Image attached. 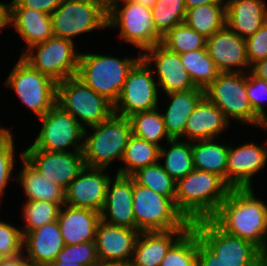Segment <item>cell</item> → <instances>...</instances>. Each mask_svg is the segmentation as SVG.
<instances>
[{
	"mask_svg": "<svg viewBox=\"0 0 267 266\" xmlns=\"http://www.w3.org/2000/svg\"><path fill=\"white\" fill-rule=\"evenodd\" d=\"M0 1V32L7 28V4Z\"/></svg>",
	"mask_w": 267,
	"mask_h": 266,
	"instance_id": "816d5d0a",
	"label": "cell"
},
{
	"mask_svg": "<svg viewBox=\"0 0 267 266\" xmlns=\"http://www.w3.org/2000/svg\"><path fill=\"white\" fill-rule=\"evenodd\" d=\"M131 135L129 118L114 113L99 124L86 128L82 150L85 167L109 170L112 163H121Z\"/></svg>",
	"mask_w": 267,
	"mask_h": 266,
	"instance_id": "3957f363",
	"label": "cell"
},
{
	"mask_svg": "<svg viewBox=\"0 0 267 266\" xmlns=\"http://www.w3.org/2000/svg\"><path fill=\"white\" fill-rule=\"evenodd\" d=\"M204 91L205 97L224 113L230 123L256 126L261 130L267 127L253 112L249 102L246 73H220Z\"/></svg>",
	"mask_w": 267,
	"mask_h": 266,
	"instance_id": "8992f818",
	"label": "cell"
},
{
	"mask_svg": "<svg viewBox=\"0 0 267 266\" xmlns=\"http://www.w3.org/2000/svg\"><path fill=\"white\" fill-rule=\"evenodd\" d=\"M23 208H21L23 224L21 226V233L24 236L26 233L42 227L45 224L56 221L59 217L61 205L49 201H22Z\"/></svg>",
	"mask_w": 267,
	"mask_h": 266,
	"instance_id": "8d00e7d4",
	"label": "cell"
},
{
	"mask_svg": "<svg viewBox=\"0 0 267 266\" xmlns=\"http://www.w3.org/2000/svg\"><path fill=\"white\" fill-rule=\"evenodd\" d=\"M267 134V127L263 129ZM264 145L247 142L228 149L226 183L231 188H253V179L267 165V139ZM266 144V145H265Z\"/></svg>",
	"mask_w": 267,
	"mask_h": 266,
	"instance_id": "e0dca14e",
	"label": "cell"
},
{
	"mask_svg": "<svg viewBox=\"0 0 267 266\" xmlns=\"http://www.w3.org/2000/svg\"><path fill=\"white\" fill-rule=\"evenodd\" d=\"M247 57L250 66L267 58V21L252 36L245 39Z\"/></svg>",
	"mask_w": 267,
	"mask_h": 266,
	"instance_id": "f6af8a7d",
	"label": "cell"
},
{
	"mask_svg": "<svg viewBox=\"0 0 267 266\" xmlns=\"http://www.w3.org/2000/svg\"><path fill=\"white\" fill-rule=\"evenodd\" d=\"M21 163L16 175V181L21 184L25 201H49L65 204V190L42 176L24 157L23 151L19 154Z\"/></svg>",
	"mask_w": 267,
	"mask_h": 266,
	"instance_id": "f1b7e54d",
	"label": "cell"
},
{
	"mask_svg": "<svg viewBox=\"0 0 267 266\" xmlns=\"http://www.w3.org/2000/svg\"><path fill=\"white\" fill-rule=\"evenodd\" d=\"M186 11L185 0H157L151 8L156 33L162 38L184 23Z\"/></svg>",
	"mask_w": 267,
	"mask_h": 266,
	"instance_id": "d590c367",
	"label": "cell"
},
{
	"mask_svg": "<svg viewBox=\"0 0 267 266\" xmlns=\"http://www.w3.org/2000/svg\"><path fill=\"white\" fill-rule=\"evenodd\" d=\"M230 125L224 113L204 97L186 122L183 140L194 142L220 138Z\"/></svg>",
	"mask_w": 267,
	"mask_h": 266,
	"instance_id": "603a6c76",
	"label": "cell"
},
{
	"mask_svg": "<svg viewBox=\"0 0 267 266\" xmlns=\"http://www.w3.org/2000/svg\"><path fill=\"white\" fill-rule=\"evenodd\" d=\"M133 211L139 232L189 229L192 225L167 196L157 194L133 180Z\"/></svg>",
	"mask_w": 267,
	"mask_h": 266,
	"instance_id": "ba28073f",
	"label": "cell"
},
{
	"mask_svg": "<svg viewBox=\"0 0 267 266\" xmlns=\"http://www.w3.org/2000/svg\"><path fill=\"white\" fill-rule=\"evenodd\" d=\"M64 246L57 220L23 236V253L33 266H45L55 261Z\"/></svg>",
	"mask_w": 267,
	"mask_h": 266,
	"instance_id": "cb8c5ba5",
	"label": "cell"
},
{
	"mask_svg": "<svg viewBox=\"0 0 267 266\" xmlns=\"http://www.w3.org/2000/svg\"><path fill=\"white\" fill-rule=\"evenodd\" d=\"M3 130H11V129H10V128H6L5 126H4V127H3V126H2V127L0 126V133H1Z\"/></svg>",
	"mask_w": 267,
	"mask_h": 266,
	"instance_id": "6f0895ef",
	"label": "cell"
},
{
	"mask_svg": "<svg viewBox=\"0 0 267 266\" xmlns=\"http://www.w3.org/2000/svg\"><path fill=\"white\" fill-rule=\"evenodd\" d=\"M0 220V256L14 257L23 253V235L17 225Z\"/></svg>",
	"mask_w": 267,
	"mask_h": 266,
	"instance_id": "ee69618b",
	"label": "cell"
},
{
	"mask_svg": "<svg viewBox=\"0 0 267 266\" xmlns=\"http://www.w3.org/2000/svg\"><path fill=\"white\" fill-rule=\"evenodd\" d=\"M180 59L197 88L205 90L221 73L211 59L207 48L182 53Z\"/></svg>",
	"mask_w": 267,
	"mask_h": 266,
	"instance_id": "836d02e7",
	"label": "cell"
},
{
	"mask_svg": "<svg viewBox=\"0 0 267 266\" xmlns=\"http://www.w3.org/2000/svg\"><path fill=\"white\" fill-rule=\"evenodd\" d=\"M160 96L153 71L141 57L130 69L113 112L129 118L135 113L156 109L161 106Z\"/></svg>",
	"mask_w": 267,
	"mask_h": 266,
	"instance_id": "5bb4252c",
	"label": "cell"
},
{
	"mask_svg": "<svg viewBox=\"0 0 267 266\" xmlns=\"http://www.w3.org/2000/svg\"><path fill=\"white\" fill-rule=\"evenodd\" d=\"M0 266H33L32 263L21 253L14 257H5L0 261Z\"/></svg>",
	"mask_w": 267,
	"mask_h": 266,
	"instance_id": "c3c4849f",
	"label": "cell"
},
{
	"mask_svg": "<svg viewBox=\"0 0 267 266\" xmlns=\"http://www.w3.org/2000/svg\"><path fill=\"white\" fill-rule=\"evenodd\" d=\"M139 233L138 230L112 225L100 220L95 235L98 259L128 266Z\"/></svg>",
	"mask_w": 267,
	"mask_h": 266,
	"instance_id": "ffe728a7",
	"label": "cell"
},
{
	"mask_svg": "<svg viewBox=\"0 0 267 266\" xmlns=\"http://www.w3.org/2000/svg\"><path fill=\"white\" fill-rule=\"evenodd\" d=\"M187 230L140 232L128 266H160L170 247Z\"/></svg>",
	"mask_w": 267,
	"mask_h": 266,
	"instance_id": "83f0119b",
	"label": "cell"
},
{
	"mask_svg": "<svg viewBox=\"0 0 267 266\" xmlns=\"http://www.w3.org/2000/svg\"><path fill=\"white\" fill-rule=\"evenodd\" d=\"M45 266H85L79 263H70V262H56V261H52L47 263Z\"/></svg>",
	"mask_w": 267,
	"mask_h": 266,
	"instance_id": "db71d44e",
	"label": "cell"
},
{
	"mask_svg": "<svg viewBox=\"0 0 267 266\" xmlns=\"http://www.w3.org/2000/svg\"><path fill=\"white\" fill-rule=\"evenodd\" d=\"M230 190L231 187L219 175L194 169L176 182L174 204L191 223L210 219Z\"/></svg>",
	"mask_w": 267,
	"mask_h": 266,
	"instance_id": "7a4b0ae2",
	"label": "cell"
},
{
	"mask_svg": "<svg viewBox=\"0 0 267 266\" xmlns=\"http://www.w3.org/2000/svg\"><path fill=\"white\" fill-rule=\"evenodd\" d=\"M107 28L119 29V39L141 54L162 40L156 33L151 8L133 0L118 4L107 13Z\"/></svg>",
	"mask_w": 267,
	"mask_h": 266,
	"instance_id": "30bf717a",
	"label": "cell"
},
{
	"mask_svg": "<svg viewBox=\"0 0 267 266\" xmlns=\"http://www.w3.org/2000/svg\"><path fill=\"white\" fill-rule=\"evenodd\" d=\"M23 157L39 173L64 190L85 167L83 152H56L41 149H23Z\"/></svg>",
	"mask_w": 267,
	"mask_h": 266,
	"instance_id": "9a60e30c",
	"label": "cell"
},
{
	"mask_svg": "<svg viewBox=\"0 0 267 266\" xmlns=\"http://www.w3.org/2000/svg\"><path fill=\"white\" fill-rule=\"evenodd\" d=\"M255 76L267 82V58L259 60L251 66L250 70Z\"/></svg>",
	"mask_w": 267,
	"mask_h": 266,
	"instance_id": "681fc988",
	"label": "cell"
},
{
	"mask_svg": "<svg viewBox=\"0 0 267 266\" xmlns=\"http://www.w3.org/2000/svg\"><path fill=\"white\" fill-rule=\"evenodd\" d=\"M64 0H11L7 7H26L51 15Z\"/></svg>",
	"mask_w": 267,
	"mask_h": 266,
	"instance_id": "bcb514c9",
	"label": "cell"
},
{
	"mask_svg": "<svg viewBox=\"0 0 267 266\" xmlns=\"http://www.w3.org/2000/svg\"><path fill=\"white\" fill-rule=\"evenodd\" d=\"M133 1L140 3L145 7L152 8L157 0H133Z\"/></svg>",
	"mask_w": 267,
	"mask_h": 266,
	"instance_id": "9f6ffc18",
	"label": "cell"
},
{
	"mask_svg": "<svg viewBox=\"0 0 267 266\" xmlns=\"http://www.w3.org/2000/svg\"><path fill=\"white\" fill-rule=\"evenodd\" d=\"M228 149L229 143H224L221 138L192 142L195 169L219 175L226 182Z\"/></svg>",
	"mask_w": 267,
	"mask_h": 266,
	"instance_id": "f546056e",
	"label": "cell"
},
{
	"mask_svg": "<svg viewBox=\"0 0 267 266\" xmlns=\"http://www.w3.org/2000/svg\"><path fill=\"white\" fill-rule=\"evenodd\" d=\"M100 212L64 204L57 219L65 245L95 241Z\"/></svg>",
	"mask_w": 267,
	"mask_h": 266,
	"instance_id": "d4e9b609",
	"label": "cell"
},
{
	"mask_svg": "<svg viewBox=\"0 0 267 266\" xmlns=\"http://www.w3.org/2000/svg\"><path fill=\"white\" fill-rule=\"evenodd\" d=\"M56 104L69 112L85 129L99 124L114 113L113 104L77 76L57 83Z\"/></svg>",
	"mask_w": 267,
	"mask_h": 266,
	"instance_id": "9c48e42d",
	"label": "cell"
},
{
	"mask_svg": "<svg viewBox=\"0 0 267 266\" xmlns=\"http://www.w3.org/2000/svg\"><path fill=\"white\" fill-rule=\"evenodd\" d=\"M246 91L253 112L267 125V110L264 109L267 105V82L248 71Z\"/></svg>",
	"mask_w": 267,
	"mask_h": 266,
	"instance_id": "7bdbcfd3",
	"label": "cell"
},
{
	"mask_svg": "<svg viewBox=\"0 0 267 266\" xmlns=\"http://www.w3.org/2000/svg\"><path fill=\"white\" fill-rule=\"evenodd\" d=\"M206 48L221 73H246L251 70L245 39L227 25L207 39Z\"/></svg>",
	"mask_w": 267,
	"mask_h": 266,
	"instance_id": "d6986e66",
	"label": "cell"
},
{
	"mask_svg": "<svg viewBox=\"0 0 267 266\" xmlns=\"http://www.w3.org/2000/svg\"><path fill=\"white\" fill-rule=\"evenodd\" d=\"M191 227L226 266H267V256L257 246L224 232L211 219L195 221Z\"/></svg>",
	"mask_w": 267,
	"mask_h": 266,
	"instance_id": "52a82bcc",
	"label": "cell"
},
{
	"mask_svg": "<svg viewBox=\"0 0 267 266\" xmlns=\"http://www.w3.org/2000/svg\"><path fill=\"white\" fill-rule=\"evenodd\" d=\"M136 183L167 196L174 202L176 182L164 170L160 163L137 170L130 176Z\"/></svg>",
	"mask_w": 267,
	"mask_h": 266,
	"instance_id": "74e56055",
	"label": "cell"
},
{
	"mask_svg": "<svg viewBox=\"0 0 267 266\" xmlns=\"http://www.w3.org/2000/svg\"><path fill=\"white\" fill-rule=\"evenodd\" d=\"M38 120L41 122L36 139L26 149L45 151L74 152L82 151L84 146L83 128L77 120L55 104Z\"/></svg>",
	"mask_w": 267,
	"mask_h": 266,
	"instance_id": "4fadbf2b",
	"label": "cell"
},
{
	"mask_svg": "<svg viewBox=\"0 0 267 266\" xmlns=\"http://www.w3.org/2000/svg\"><path fill=\"white\" fill-rule=\"evenodd\" d=\"M16 62L3 85L14 91L18 100L37 120L56 104L57 83L32 68L20 56Z\"/></svg>",
	"mask_w": 267,
	"mask_h": 266,
	"instance_id": "5b68a950",
	"label": "cell"
},
{
	"mask_svg": "<svg viewBox=\"0 0 267 266\" xmlns=\"http://www.w3.org/2000/svg\"><path fill=\"white\" fill-rule=\"evenodd\" d=\"M80 53L77 77L97 94L104 96L113 105L118 100L124 82L133 65L141 58L112 56L95 51Z\"/></svg>",
	"mask_w": 267,
	"mask_h": 266,
	"instance_id": "277c9868",
	"label": "cell"
},
{
	"mask_svg": "<svg viewBox=\"0 0 267 266\" xmlns=\"http://www.w3.org/2000/svg\"><path fill=\"white\" fill-rule=\"evenodd\" d=\"M51 19L54 36L73 43L81 34L107 29V12L101 0H64Z\"/></svg>",
	"mask_w": 267,
	"mask_h": 266,
	"instance_id": "7c38bea8",
	"label": "cell"
},
{
	"mask_svg": "<svg viewBox=\"0 0 267 266\" xmlns=\"http://www.w3.org/2000/svg\"><path fill=\"white\" fill-rule=\"evenodd\" d=\"M101 1L103 3L105 11L108 13L116 5L130 0H101Z\"/></svg>",
	"mask_w": 267,
	"mask_h": 266,
	"instance_id": "f5cc1de1",
	"label": "cell"
},
{
	"mask_svg": "<svg viewBox=\"0 0 267 266\" xmlns=\"http://www.w3.org/2000/svg\"><path fill=\"white\" fill-rule=\"evenodd\" d=\"M227 0H185L187 9L205 4H226Z\"/></svg>",
	"mask_w": 267,
	"mask_h": 266,
	"instance_id": "f907efd6",
	"label": "cell"
},
{
	"mask_svg": "<svg viewBox=\"0 0 267 266\" xmlns=\"http://www.w3.org/2000/svg\"><path fill=\"white\" fill-rule=\"evenodd\" d=\"M55 261L91 266L99 261L95 241L65 245L56 256Z\"/></svg>",
	"mask_w": 267,
	"mask_h": 266,
	"instance_id": "b9f144b4",
	"label": "cell"
},
{
	"mask_svg": "<svg viewBox=\"0 0 267 266\" xmlns=\"http://www.w3.org/2000/svg\"><path fill=\"white\" fill-rule=\"evenodd\" d=\"M100 217L106 223L138 230L133 211V179L130 176L115 174L111 178Z\"/></svg>",
	"mask_w": 267,
	"mask_h": 266,
	"instance_id": "44dd1931",
	"label": "cell"
},
{
	"mask_svg": "<svg viewBox=\"0 0 267 266\" xmlns=\"http://www.w3.org/2000/svg\"><path fill=\"white\" fill-rule=\"evenodd\" d=\"M91 266H127V265L117 262H108L99 260L97 263H94Z\"/></svg>",
	"mask_w": 267,
	"mask_h": 266,
	"instance_id": "11a10c76",
	"label": "cell"
},
{
	"mask_svg": "<svg viewBox=\"0 0 267 266\" xmlns=\"http://www.w3.org/2000/svg\"><path fill=\"white\" fill-rule=\"evenodd\" d=\"M163 97L167 98L166 106L159 107V110L166 132L171 139L183 140L186 122L197 104L205 97V91L196 87L184 92H172Z\"/></svg>",
	"mask_w": 267,
	"mask_h": 266,
	"instance_id": "484cf974",
	"label": "cell"
},
{
	"mask_svg": "<svg viewBox=\"0 0 267 266\" xmlns=\"http://www.w3.org/2000/svg\"><path fill=\"white\" fill-rule=\"evenodd\" d=\"M160 266H197V233L192 227L170 247Z\"/></svg>",
	"mask_w": 267,
	"mask_h": 266,
	"instance_id": "ab89813d",
	"label": "cell"
},
{
	"mask_svg": "<svg viewBox=\"0 0 267 266\" xmlns=\"http://www.w3.org/2000/svg\"><path fill=\"white\" fill-rule=\"evenodd\" d=\"M129 120L132 126V134L136 137L153 143L160 148L164 143L171 140L166 132L164 119L159 107L150 111L135 113L129 117Z\"/></svg>",
	"mask_w": 267,
	"mask_h": 266,
	"instance_id": "e575fe53",
	"label": "cell"
},
{
	"mask_svg": "<svg viewBox=\"0 0 267 266\" xmlns=\"http://www.w3.org/2000/svg\"><path fill=\"white\" fill-rule=\"evenodd\" d=\"M159 154V146L132 134L125 147L122 162L114 174L131 176L141 168L158 163Z\"/></svg>",
	"mask_w": 267,
	"mask_h": 266,
	"instance_id": "1f68e13d",
	"label": "cell"
},
{
	"mask_svg": "<svg viewBox=\"0 0 267 266\" xmlns=\"http://www.w3.org/2000/svg\"><path fill=\"white\" fill-rule=\"evenodd\" d=\"M266 21L265 0L226 1V25L243 39L254 35Z\"/></svg>",
	"mask_w": 267,
	"mask_h": 266,
	"instance_id": "4316f807",
	"label": "cell"
},
{
	"mask_svg": "<svg viewBox=\"0 0 267 266\" xmlns=\"http://www.w3.org/2000/svg\"><path fill=\"white\" fill-rule=\"evenodd\" d=\"M108 169L84 167L65 190V204L101 212L107 186L113 176Z\"/></svg>",
	"mask_w": 267,
	"mask_h": 266,
	"instance_id": "ac0fdd59",
	"label": "cell"
},
{
	"mask_svg": "<svg viewBox=\"0 0 267 266\" xmlns=\"http://www.w3.org/2000/svg\"><path fill=\"white\" fill-rule=\"evenodd\" d=\"M159 163L175 182L184 178L195 169L192 142L182 139L167 141L160 148Z\"/></svg>",
	"mask_w": 267,
	"mask_h": 266,
	"instance_id": "4dcf8cb0",
	"label": "cell"
},
{
	"mask_svg": "<svg viewBox=\"0 0 267 266\" xmlns=\"http://www.w3.org/2000/svg\"><path fill=\"white\" fill-rule=\"evenodd\" d=\"M161 44L169 51L180 55L185 52L206 48L207 38L182 23L173 27L163 36Z\"/></svg>",
	"mask_w": 267,
	"mask_h": 266,
	"instance_id": "f35d334b",
	"label": "cell"
},
{
	"mask_svg": "<svg viewBox=\"0 0 267 266\" xmlns=\"http://www.w3.org/2000/svg\"><path fill=\"white\" fill-rule=\"evenodd\" d=\"M184 23L208 39L226 25V4H205L187 9Z\"/></svg>",
	"mask_w": 267,
	"mask_h": 266,
	"instance_id": "d6a6232c",
	"label": "cell"
},
{
	"mask_svg": "<svg viewBox=\"0 0 267 266\" xmlns=\"http://www.w3.org/2000/svg\"><path fill=\"white\" fill-rule=\"evenodd\" d=\"M76 46L77 43L53 36L19 56L32 68L59 83L77 76L81 52L77 51Z\"/></svg>",
	"mask_w": 267,
	"mask_h": 266,
	"instance_id": "8fae6325",
	"label": "cell"
},
{
	"mask_svg": "<svg viewBox=\"0 0 267 266\" xmlns=\"http://www.w3.org/2000/svg\"><path fill=\"white\" fill-rule=\"evenodd\" d=\"M7 27L25 41L22 54L54 36L51 15L26 7H7Z\"/></svg>",
	"mask_w": 267,
	"mask_h": 266,
	"instance_id": "7402d4cb",
	"label": "cell"
},
{
	"mask_svg": "<svg viewBox=\"0 0 267 266\" xmlns=\"http://www.w3.org/2000/svg\"><path fill=\"white\" fill-rule=\"evenodd\" d=\"M15 136L12 130H3L0 133V205L2 197L6 194V188L9 187L8 184L11 181H16V176L13 172L16 168L18 153H16L17 148L15 146ZM13 175V179H12ZM11 180V181H10ZM1 209V206H0Z\"/></svg>",
	"mask_w": 267,
	"mask_h": 266,
	"instance_id": "60d3db41",
	"label": "cell"
},
{
	"mask_svg": "<svg viewBox=\"0 0 267 266\" xmlns=\"http://www.w3.org/2000/svg\"><path fill=\"white\" fill-rule=\"evenodd\" d=\"M210 219L224 232L253 243L267 256V203L254 188H231Z\"/></svg>",
	"mask_w": 267,
	"mask_h": 266,
	"instance_id": "6da1fadb",
	"label": "cell"
},
{
	"mask_svg": "<svg viewBox=\"0 0 267 266\" xmlns=\"http://www.w3.org/2000/svg\"><path fill=\"white\" fill-rule=\"evenodd\" d=\"M197 266H226L219 258L210 251L197 235Z\"/></svg>",
	"mask_w": 267,
	"mask_h": 266,
	"instance_id": "7dc6e473",
	"label": "cell"
},
{
	"mask_svg": "<svg viewBox=\"0 0 267 266\" xmlns=\"http://www.w3.org/2000/svg\"><path fill=\"white\" fill-rule=\"evenodd\" d=\"M141 57L152 69L161 94L196 88L183 67L180 55L169 51L161 43L145 50Z\"/></svg>",
	"mask_w": 267,
	"mask_h": 266,
	"instance_id": "2e32d148",
	"label": "cell"
}]
</instances>
